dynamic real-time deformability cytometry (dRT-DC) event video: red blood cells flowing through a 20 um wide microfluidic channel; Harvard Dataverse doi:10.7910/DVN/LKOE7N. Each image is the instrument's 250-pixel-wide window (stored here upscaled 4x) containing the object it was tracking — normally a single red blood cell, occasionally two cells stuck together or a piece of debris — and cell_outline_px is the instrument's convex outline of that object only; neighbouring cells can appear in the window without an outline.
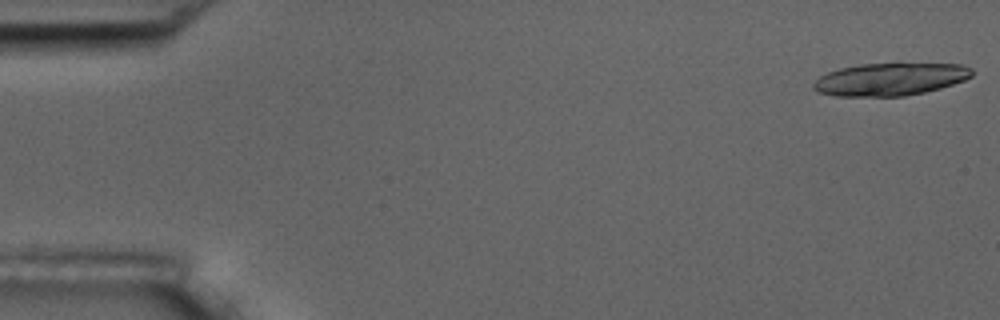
{"species": "common noctule bat (a hibernating species)", "species_latin": "Nyctalus noctula", "temperature_condition": "room temperature", "stored_images_in_passage": 15, "camera_frame_rate_fps": 3000, "um_per_image_px": 0.085, "animal": {"sex": "male", "body_mass_g": 17.5, "forearm_length_mm": 52.3}, "frame": {"image": 1, "passage_image": 1, "time_ms": 0.0, "image_size_px": [1000, 320], "cell_outline_px": [[972, 76], [964, 80], [940, 88], [924, 92], [904, 96], [832, 96], [816, 92], [812, 88], [812, 84], [820, 76], [828, 72], [840, 68], [860, 64], [964, 64], [972, 68]], "centroid_in_image_um": [75.63, 6.74], "position_along_channel_um": 9.4, "area_um2": 30.06}}
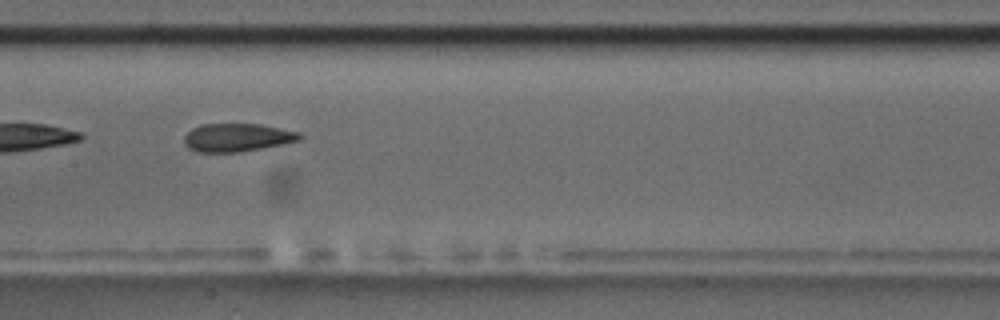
{"frame": {"image": 2, "passage_image": 8, "time_ms": 2.333, "image_size_px": [1000, 320], "cell_outline_px": [[304, 136], [300, 140], [240, 152], [196, 152], [188, 148], [184, 144], [184, 136], [192, 128], [200, 124], [260, 124], [300, 132]], "centroid_in_image_um": [20.13, 11.68], "position_along_channel_um": 187.3, "area_um2": 18.96}}
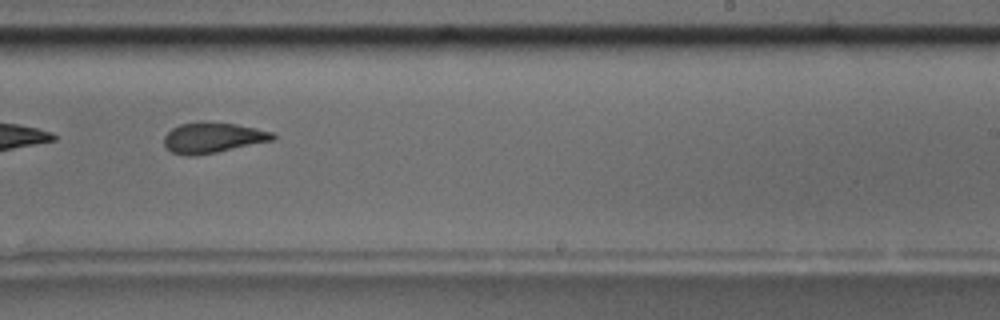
{"frame": {"image": 3, "passage_image": 10, "time_ms": 3.0, "image_size_px": [1000, 320], "cell_outline_px": [[276, 136], [272, 140], [216, 152], [196, 156], [188, 156], [172, 152], [164, 144], [164, 136], [172, 128], [180, 124], [200, 120], [204, 120], [236, 124], [256, 128], [272, 132]], "centroid_in_image_um": [18.05, 11.68], "position_along_channel_um": 271.0, "area_um2": 19.36}}